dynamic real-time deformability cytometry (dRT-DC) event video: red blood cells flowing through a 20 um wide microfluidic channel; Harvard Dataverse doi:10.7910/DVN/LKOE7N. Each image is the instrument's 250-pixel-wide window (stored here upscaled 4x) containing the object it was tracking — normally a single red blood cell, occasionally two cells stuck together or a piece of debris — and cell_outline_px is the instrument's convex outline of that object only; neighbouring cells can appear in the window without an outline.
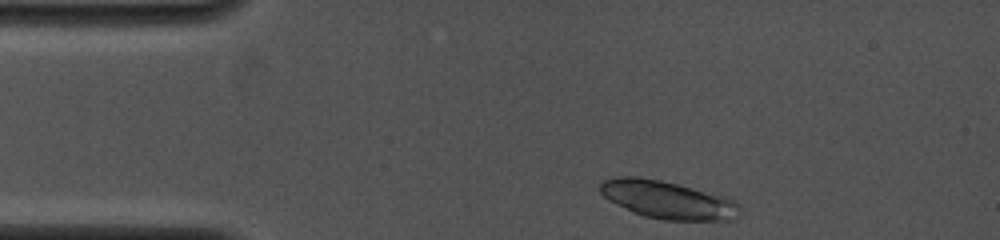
{"species": "common noctule bat (a hibernating species)", "species_latin": "Nyctalus noctula", "temperature_condition": "cold", "stored_images_in_passage": 2, "camera_frame_rate_fps": 4000, "um_per_image_px": 0.085, "animal": {"sex": "female", "body_mass_g": 19.0, "forearm_length_mm": 53.3}, "frame": {"image": 1, "passage_image": 1, "time_ms": 0.0, "image_size_px": [1000, 240], "cell_outline_px": [[740, 208], [736, 220], [664, 220], [644, 216], [616, 204], [604, 196], [600, 192], [600, 184], [604, 180], [616, 176], [640, 176], [660, 180], [724, 196], [736, 200]], "centroid_in_image_um": [56.76, 16.98], "position_along_channel_um": 28.2, "area_um2": 30.63}}